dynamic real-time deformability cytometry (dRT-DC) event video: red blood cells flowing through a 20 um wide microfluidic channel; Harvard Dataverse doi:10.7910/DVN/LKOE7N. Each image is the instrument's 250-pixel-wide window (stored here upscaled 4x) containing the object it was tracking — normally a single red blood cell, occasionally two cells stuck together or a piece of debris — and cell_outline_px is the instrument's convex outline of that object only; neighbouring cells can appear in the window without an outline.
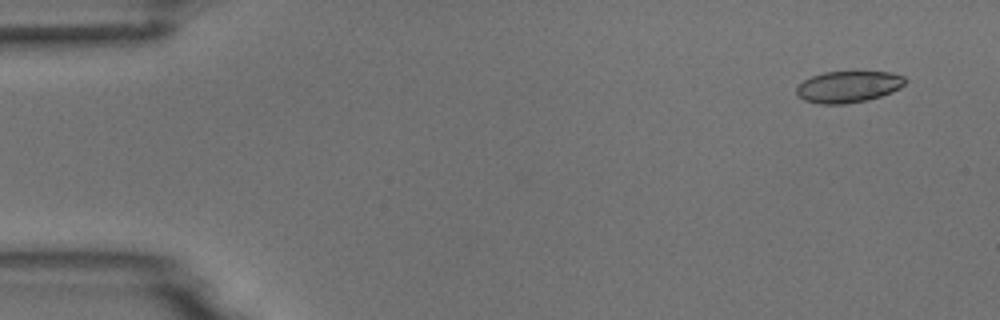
{"species": "common noctule bat (a hibernating species)", "species_latin": "Nyctalus noctula", "temperature_condition": "room temperature", "stored_images_in_passage": 5, "camera_frame_rate_fps": 3000, "um_per_image_px": 0.085, "animal": {"sex": "male", "body_mass_g": 18.8}, "frame": {"image": 1, "passage_image": 1, "time_ms": 0.0, "image_size_px": [1000, 320], "cell_outline_px": [[908, 80], [900, 88], [892, 92], [868, 100], [844, 104], [820, 104], [804, 100], [796, 92], [796, 84], [812, 76], [824, 72], [888, 72], [904, 76]], "centroid_in_image_um": [72.1, 7.37], "position_along_channel_um": 12.9, "area_um2": 20.0}}
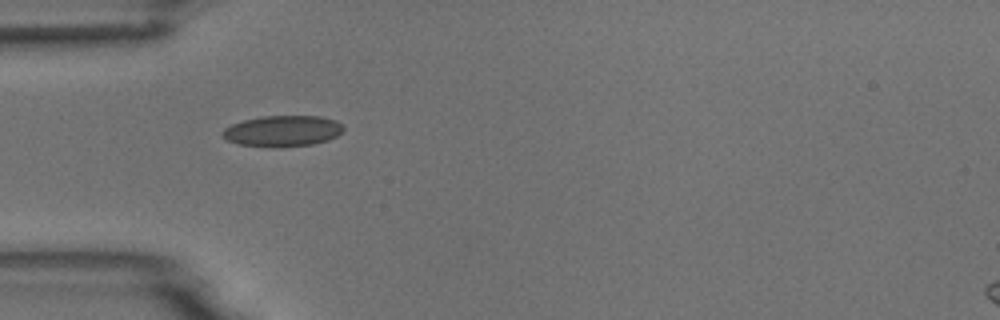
{"frame": {"image": 2, "passage_image": 4, "time_ms": 1.0, "image_size_px": [1000, 320], "cell_outline_px": [[344, 128], [336, 136], [328, 140], [312, 144], [280, 148], [276, 148], [240, 144], [228, 140], [220, 136], [220, 132], [224, 128], [232, 124], [244, 120], [260, 116], [320, 116], [336, 120], [344, 124]], "centroid_in_image_um": [24.01, 11.14], "position_along_channel_um": 61.0, "area_um2": 22.08}}